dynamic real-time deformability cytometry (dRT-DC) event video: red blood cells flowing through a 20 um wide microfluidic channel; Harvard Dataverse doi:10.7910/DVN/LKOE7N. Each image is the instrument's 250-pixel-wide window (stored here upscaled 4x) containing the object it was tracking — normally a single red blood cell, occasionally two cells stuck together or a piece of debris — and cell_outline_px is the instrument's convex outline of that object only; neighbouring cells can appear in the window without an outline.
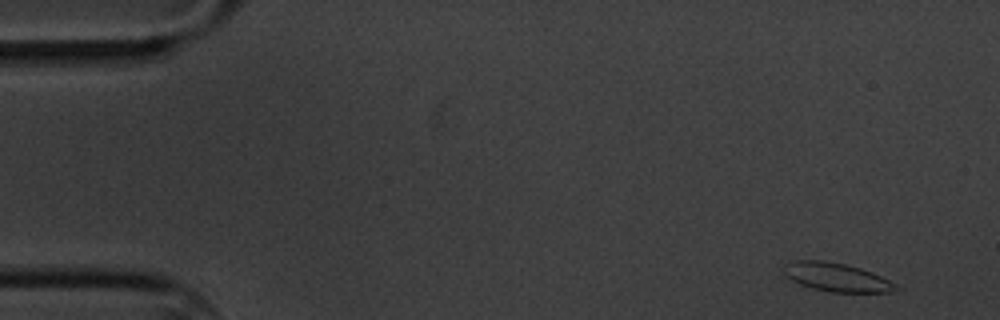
{"species": "common noctule bat (a hibernating species)", "species_latin": "Nyctalus noctula", "temperature_condition": "cold", "stored_images_in_passage": 6, "camera_frame_rate_fps": 3000, "um_per_image_px": 0.085, "animal": {"sex": "male", "body_mass_g": 20.1, "forearm_length_mm": 53.5}, "frame": {"image": 1, "passage_image": 1, "time_ms": 0.0, "image_size_px": [1000, 320], "cell_outline_px": [[900, 288], [888, 292], [828, 292], [812, 288], [800, 284], [784, 276], [784, 264], [796, 260], [824, 260], [844, 264], [860, 268], [872, 272], [896, 284]], "centroid_in_image_um": [71.07, 23.56], "position_along_channel_um": 13.9, "area_um2": 18.61}}
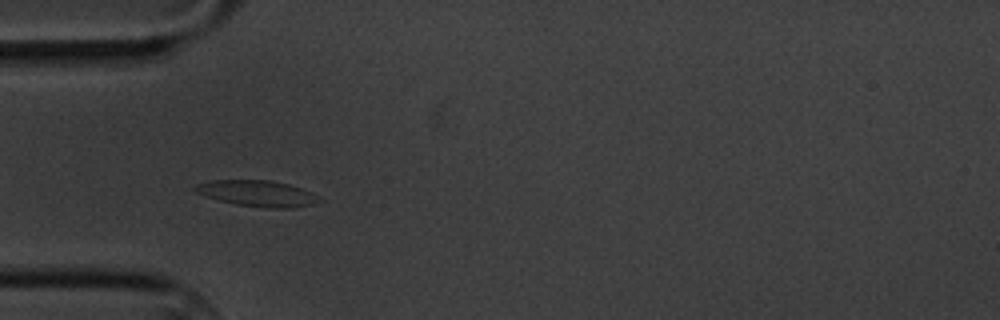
{"frame": {"image": 2, "passage_image": 5, "time_ms": 4.667, "image_size_px": [1000, 320], "cell_outline_px": [[324, 200], [312, 204], [292, 208], [268, 208], [236, 204], [204, 196], [196, 192], [192, 188], [196, 184], [212, 180], [268, 180], [288, 184], [312, 192], [320, 196]], "centroid_in_image_um": [21.89, 16.44], "position_along_channel_um": 63.1, "area_um2": 18.84}}
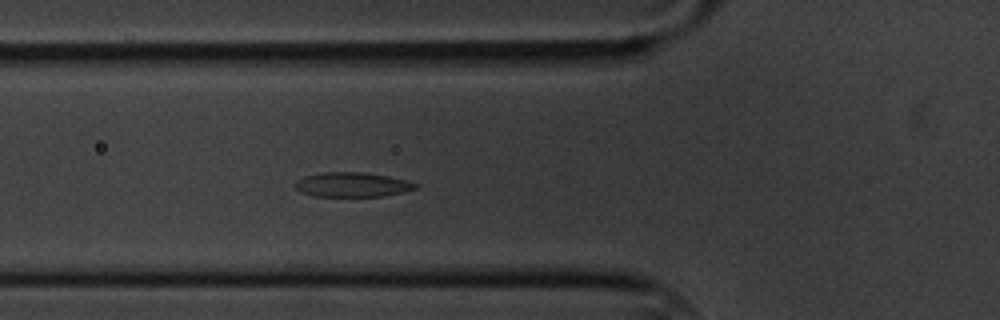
{"frame": {"image": 3, "passage_image": 6, "time_ms": 5.667, "image_size_px": [1000, 320], "cell_outline_px": [[420, 188], [380, 196], [312, 196], [300, 192], [292, 184], [296, 180], [304, 176], [320, 172], [364, 172], [388, 176], [420, 184]], "centroid_in_image_um": [29.89, 15.69], "position_along_channel_um": 95.9, "area_um2": 17.34}}